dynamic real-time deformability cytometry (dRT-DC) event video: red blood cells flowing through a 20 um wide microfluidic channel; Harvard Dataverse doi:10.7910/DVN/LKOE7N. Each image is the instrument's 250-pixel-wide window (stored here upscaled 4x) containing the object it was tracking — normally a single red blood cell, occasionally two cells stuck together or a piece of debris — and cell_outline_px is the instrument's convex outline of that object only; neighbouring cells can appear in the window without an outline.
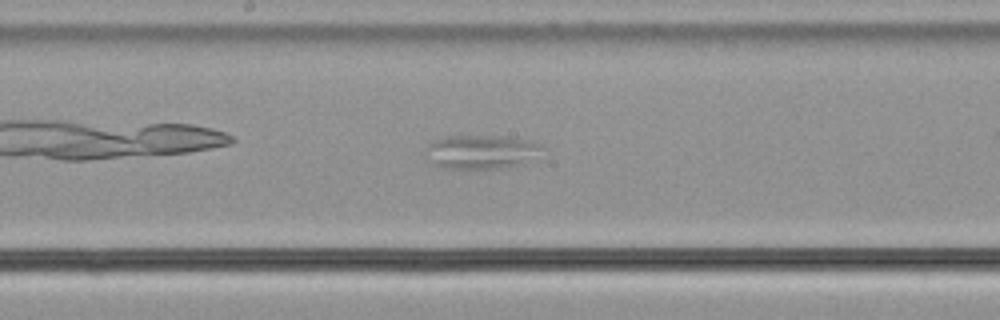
{"species": "common noctule bat (a hibernating species)", "species_latin": "Nyctalus noctula", "temperature_condition": "cold", "stored_images_in_passage": 49, "camera_frame_rate_fps": 3000, "um_per_image_px": 0.085, "animal": {"sex": "male", "body_mass_g": 21.5, "forearm_length_mm": 52.0}, "frame": {"image": 1, "passage_image": 21, "time_ms": 6.667, "image_size_px": [1000, 320], "cell_outline_px": [[544, 148], [524, 164], [500, 168], [444, 168], [432, 164], [424, 160], [428, 144], [432, 140], [448, 136], [508, 136], [532, 140], [540, 144]], "centroid_in_image_um": [40.86, 12.9], "position_along_channel_um": 207.3, "area_um2": 23.29}}